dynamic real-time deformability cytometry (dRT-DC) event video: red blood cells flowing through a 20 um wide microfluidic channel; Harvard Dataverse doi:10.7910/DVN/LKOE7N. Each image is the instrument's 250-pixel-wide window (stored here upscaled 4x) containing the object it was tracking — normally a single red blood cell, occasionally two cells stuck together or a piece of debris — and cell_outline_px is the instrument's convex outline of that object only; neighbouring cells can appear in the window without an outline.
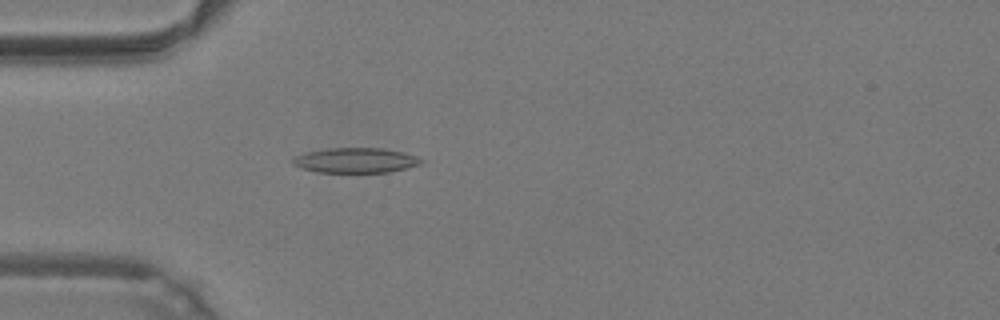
{"species": "common noctule bat (a hibernating species)", "species_latin": "Nyctalus noctula", "temperature_condition": "warm", "stored_images_in_passage": 41, "camera_frame_rate_fps": 3000, "um_per_image_px": 0.085, "animal": {"sex": "male", "body_mass_g": 19.2, "forearm_length_mm": 51.8}, "frame": {"image": 1, "passage_image": 7, "time_ms": 2.0, "image_size_px": [1000, 320], "cell_outline_px": [[424, 160], [420, 164], [388, 172], [316, 172], [300, 168], [292, 164], [292, 160], [296, 156], [308, 152], [328, 148], [384, 148], [404, 152], [416, 156]], "centroid_in_image_um": [30.22, 13.62], "position_along_channel_um": 54.8, "area_um2": 18.61}}
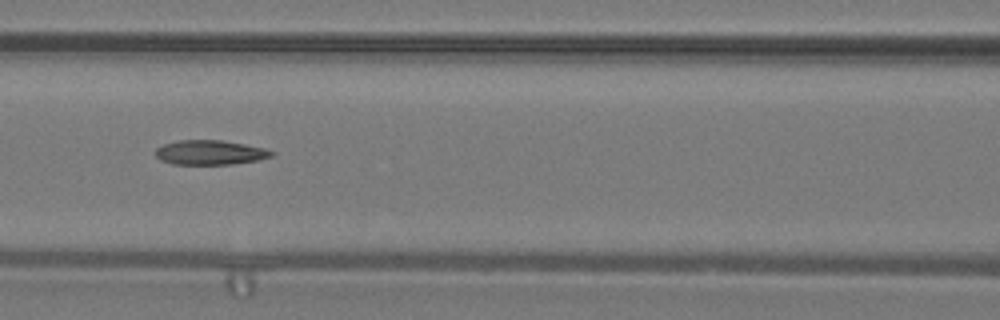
{"frame": {"image": 2, "passage_image": 14, "time_ms": 4.333, "image_size_px": [1000, 320], "cell_outline_px": [[276, 152], [272, 156], [260, 160], [232, 164], [172, 164], [160, 160], [156, 156], [156, 148], [164, 144], [180, 140], [220, 140], [244, 144], [264, 148]], "centroid_in_image_um": [17.87, 12.96], "position_along_channel_um": 148.7, "area_um2": 16.59}}
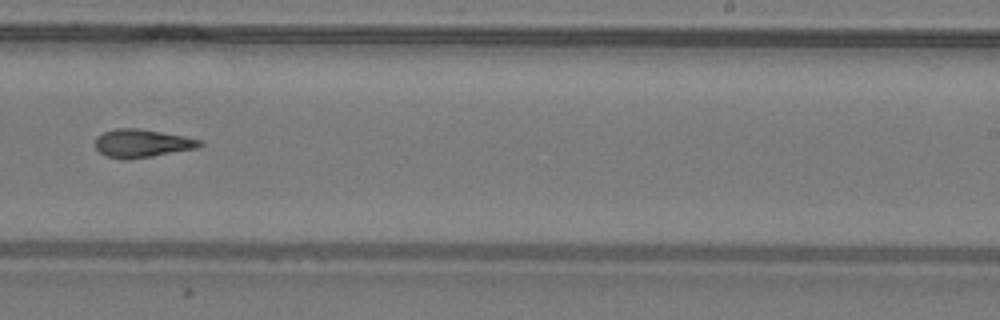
{"frame": {"image": 3, "passage_image": 23, "time_ms": 7.333, "image_size_px": [1000, 320], "cell_outline_px": [[204, 144], [196, 148], [152, 156], [128, 160], [124, 160], [104, 156], [96, 148], [96, 136], [104, 132], [116, 128], [140, 128], [184, 136], [200, 140]], "centroid_in_image_um": [12.04, 12.18], "position_along_channel_um": 277.0, "area_um2": 17.17}, "authors_computed_cell_mechanics": {"area_um2": 17.051, "velocity_mm_per_s": 4.3002, "shape_relaxation_time_tau1_ms": null, "shape_relaxation_time_tau2_ms": 5.0334, "deformation_change_tau1": null, "deformation_change_tau2": 0.1688}}